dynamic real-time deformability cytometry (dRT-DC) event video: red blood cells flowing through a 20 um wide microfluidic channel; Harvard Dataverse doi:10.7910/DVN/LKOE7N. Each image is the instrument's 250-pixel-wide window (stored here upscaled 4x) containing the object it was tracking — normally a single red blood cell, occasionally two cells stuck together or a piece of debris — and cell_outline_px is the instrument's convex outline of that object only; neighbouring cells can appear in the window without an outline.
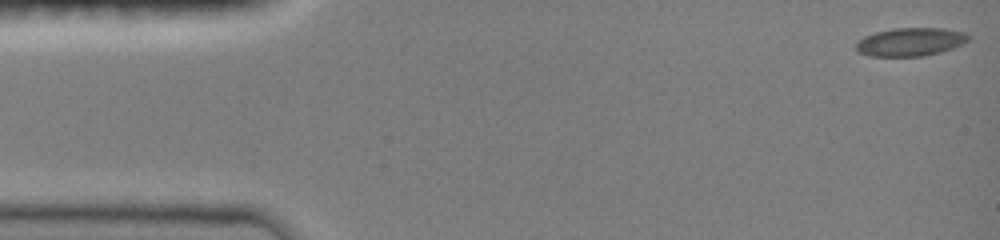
{"species": "common noctule bat (a hibernating species)", "species_latin": "Nyctalus noctula", "temperature_condition": "room temperature", "stored_images_in_passage": 57, "camera_frame_rate_fps": 3000, "um_per_image_px": 0.085, "animal": {"sex": "female", "body_mass_g": 19.0, "forearm_length_mm": 51.5}, "frame": {"image": 1, "passage_image": 1, "time_ms": 0.0, "image_size_px": [1000, 240], "cell_outline_px": [[968, 40], [964, 44], [940, 52], [924, 56], [868, 56], [856, 52], [856, 40], [864, 36], [876, 32], [896, 28], [944, 28], [964, 32], [968, 36]], "centroid_in_image_um": [77.35, 3.56], "position_along_channel_um": 7.7, "area_um2": 18.61}}
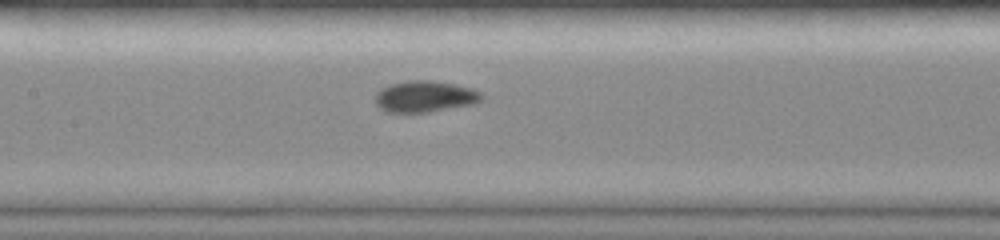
{"frame": {"image": 2, "passage_image": 25, "time_ms": 7.0, "image_size_px": [1000, 240], "cell_outline_px": [[484, 100], [476, 104], [428, 112], [388, 112], [380, 108], [376, 104], [376, 92], [380, 88], [388, 84], [408, 80], [432, 80], [472, 88], [484, 92]], "centroid_in_image_um": [36.16, 8.19], "position_along_channel_um": 171.2, "area_um2": 19.77}}
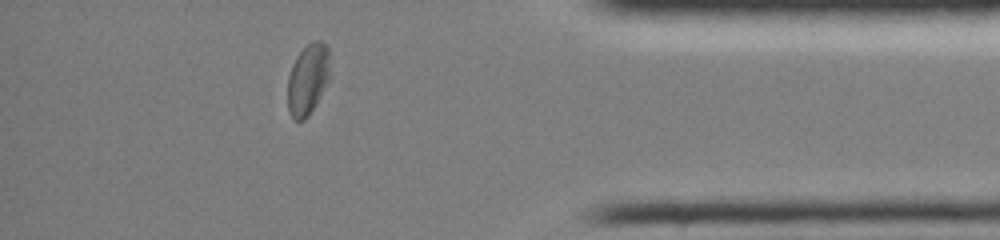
{"frame": {"image": 3, "passage_image": 49, "time_ms": 13.333, "image_size_px": [1000, 240], "cell_outline_px": [[328, 80], [308, 116], [304, 120], [296, 120], [288, 112], [288, 76], [292, 64], [296, 56], [312, 40], [320, 40], [328, 48]], "centroid_in_image_um": [26.13, 6.72], "position_along_channel_um": 409.1, "area_um2": 17.05}, "authors_computed_cell_mechanics": {"area_um2": 18.4382, "velocity_mm_per_s": 4.0421, "shape_relaxation_time_tau1_ms": 4.4255, "shape_relaxation_time_tau2_ms": 1.2342, "deformation_change_tau1": 0.1358, "deformation_change_tau2": 0.0315}}